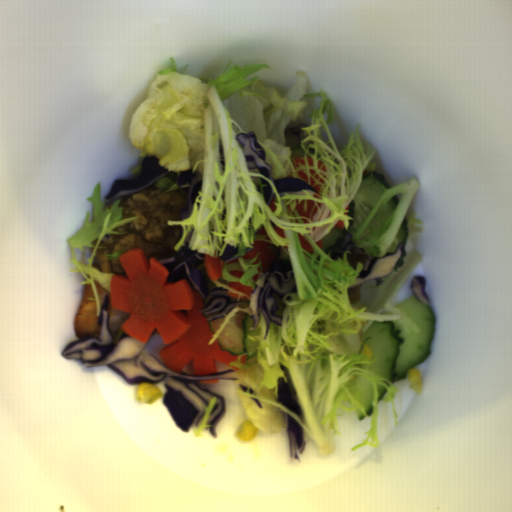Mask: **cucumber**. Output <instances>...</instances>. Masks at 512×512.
Masks as SVG:
<instances>
[{"label": "cucumber", "instance_id": "8b760119", "mask_svg": "<svg viewBox=\"0 0 512 512\" xmlns=\"http://www.w3.org/2000/svg\"><path fill=\"white\" fill-rule=\"evenodd\" d=\"M394 307L420 332L409 331L397 319L373 322L361 336V340L371 338L364 345H368L375 356L368 373L391 384L408 377V372L430 355L435 331V314L428 301L422 304L414 295Z\"/></svg>", "mask_w": 512, "mask_h": 512}, {"label": "cucumber", "instance_id": "d16d356f", "mask_svg": "<svg viewBox=\"0 0 512 512\" xmlns=\"http://www.w3.org/2000/svg\"><path fill=\"white\" fill-rule=\"evenodd\" d=\"M225 317L215 319L212 321H206L209 327V330L212 332V336L223 326Z\"/></svg>", "mask_w": 512, "mask_h": 512}, {"label": "cucumber", "instance_id": "eb4e599e", "mask_svg": "<svg viewBox=\"0 0 512 512\" xmlns=\"http://www.w3.org/2000/svg\"><path fill=\"white\" fill-rule=\"evenodd\" d=\"M344 229L333 227L322 239V248L321 250L325 254H330L334 250L338 249L342 245V240L344 238Z\"/></svg>", "mask_w": 512, "mask_h": 512}, {"label": "cucumber", "instance_id": "586b57bf", "mask_svg": "<svg viewBox=\"0 0 512 512\" xmlns=\"http://www.w3.org/2000/svg\"><path fill=\"white\" fill-rule=\"evenodd\" d=\"M390 187L383 174H379L376 170L364 171L360 186L348 206V216L352 218V220H348L349 231L363 225L381 196Z\"/></svg>", "mask_w": 512, "mask_h": 512}, {"label": "cucumber", "instance_id": "888e309b", "mask_svg": "<svg viewBox=\"0 0 512 512\" xmlns=\"http://www.w3.org/2000/svg\"><path fill=\"white\" fill-rule=\"evenodd\" d=\"M254 322L255 320L247 312L240 311L231 317L217 339L219 348L222 351L230 352L232 355L246 354V360L258 355L257 341L248 339L249 336H259V328L250 331Z\"/></svg>", "mask_w": 512, "mask_h": 512}, {"label": "cucumber", "instance_id": "ad74445d", "mask_svg": "<svg viewBox=\"0 0 512 512\" xmlns=\"http://www.w3.org/2000/svg\"><path fill=\"white\" fill-rule=\"evenodd\" d=\"M308 151H309V154H311L312 156H315V154H316L315 148H309Z\"/></svg>", "mask_w": 512, "mask_h": 512}, {"label": "cucumber", "instance_id": "c44ba721", "mask_svg": "<svg viewBox=\"0 0 512 512\" xmlns=\"http://www.w3.org/2000/svg\"><path fill=\"white\" fill-rule=\"evenodd\" d=\"M354 415L356 416V418L359 420V421H363L365 419V415L364 413L361 411L360 408H357L356 410H354Z\"/></svg>", "mask_w": 512, "mask_h": 512}, {"label": "cucumber", "instance_id": "2a18db57", "mask_svg": "<svg viewBox=\"0 0 512 512\" xmlns=\"http://www.w3.org/2000/svg\"><path fill=\"white\" fill-rule=\"evenodd\" d=\"M350 393L353 394L355 400L364 407L367 416L373 414L372 403L374 401V384L367 377L355 375L353 381L346 384Z\"/></svg>", "mask_w": 512, "mask_h": 512}, {"label": "cucumber", "instance_id": "734fbe4a", "mask_svg": "<svg viewBox=\"0 0 512 512\" xmlns=\"http://www.w3.org/2000/svg\"><path fill=\"white\" fill-rule=\"evenodd\" d=\"M307 126H309L308 123H302L285 129V143L290 148L292 161L293 158L305 157V152L301 147V141L304 138V132L301 128H306Z\"/></svg>", "mask_w": 512, "mask_h": 512}, {"label": "cucumber", "instance_id": "9523449b", "mask_svg": "<svg viewBox=\"0 0 512 512\" xmlns=\"http://www.w3.org/2000/svg\"><path fill=\"white\" fill-rule=\"evenodd\" d=\"M409 227H410V223H409V220L408 218H404L394 240L392 241L389 249H388V253H394L398 247L400 246V244H403V249H402V253H401V256L400 258L397 260V262L395 263L394 265V268L393 270L395 272H397L399 270L400 267L404 266V257H406V254H407V251H406V245H407V241H408V238H409Z\"/></svg>", "mask_w": 512, "mask_h": 512}, {"label": "cucumber", "instance_id": "570f5f39", "mask_svg": "<svg viewBox=\"0 0 512 512\" xmlns=\"http://www.w3.org/2000/svg\"><path fill=\"white\" fill-rule=\"evenodd\" d=\"M400 203V198L395 195L388 200L385 205H381L371 220L369 227H372L374 231H380L382 229V224L377 220V218L383 223L388 222L392 213L398 208Z\"/></svg>", "mask_w": 512, "mask_h": 512}, {"label": "cucumber", "instance_id": "6e59e6d7", "mask_svg": "<svg viewBox=\"0 0 512 512\" xmlns=\"http://www.w3.org/2000/svg\"><path fill=\"white\" fill-rule=\"evenodd\" d=\"M387 392L388 390L385 386H383L381 383L377 384V399L379 402H382Z\"/></svg>", "mask_w": 512, "mask_h": 512}]
</instances>
